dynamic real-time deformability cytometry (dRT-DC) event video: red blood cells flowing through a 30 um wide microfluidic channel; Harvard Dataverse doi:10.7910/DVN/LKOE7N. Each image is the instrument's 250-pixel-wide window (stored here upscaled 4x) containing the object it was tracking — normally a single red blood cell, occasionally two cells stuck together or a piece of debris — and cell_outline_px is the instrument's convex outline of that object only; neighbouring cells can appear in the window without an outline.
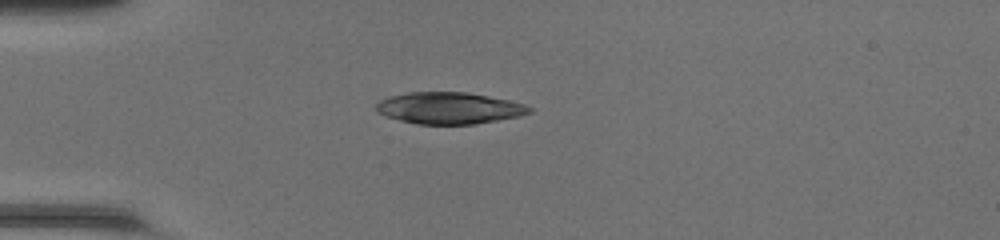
{"species": "common noctule bat (a hibernating species)", "species_latin": "Nyctalus noctula", "temperature_condition": "room temperature", "stored_images_in_passage": 42, "camera_frame_rate_fps": 3000, "um_per_image_px": 0.085, "animal": {"sex": "female", "body_mass_g": 20.0, "forearm_length_mm": 54.0}, "frame": {"image": 1, "passage_image": 13, "time_ms": 4.0, "image_size_px": [1000, 240], "cell_outline_px": [[532, 112], [520, 116], [476, 124], [416, 124], [384, 116], [376, 112], [376, 104], [380, 100], [388, 96], [408, 92], [468, 92], [508, 100], [524, 104], [532, 108]], "centroid_in_image_um": [38.15, 9.19], "position_along_channel_um": 46.8, "area_um2": 28.38}}
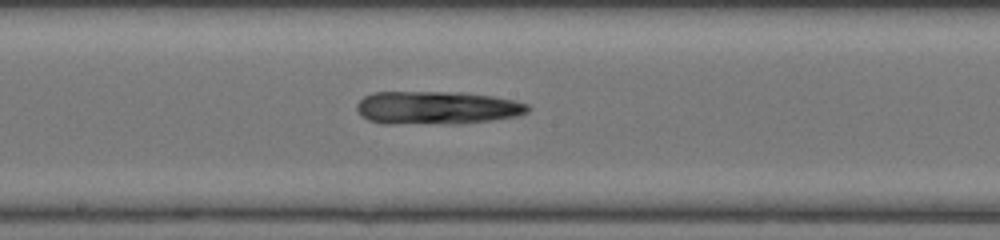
{"frame": {"image": 2, "passage_image": 26, "time_ms": 8.333, "image_size_px": [1000, 240], "cell_outline_px": [[532, 108], [528, 112], [516, 116], [460, 124], [384, 124], [368, 120], [360, 116], [356, 108], [356, 104], [364, 96], [372, 92], [464, 92], [492, 96], [512, 100], [528, 104]], "centroid_in_image_um": [37.09, 9.17], "position_along_channel_um": 211.1, "area_um2": 33.47}}
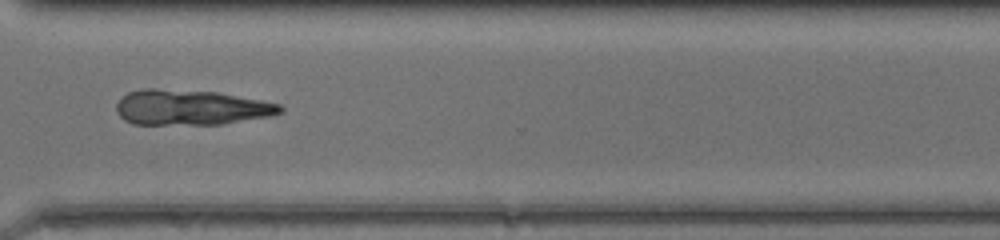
{"frame": {"image": 3, "passage_image": 36, "time_ms": 11.667, "image_size_px": [1000, 240], "cell_outline_px": [[284, 112], [268, 116], [220, 124], [132, 124], [124, 120], [116, 112], [116, 104], [128, 92], [144, 88], [156, 88], [220, 92], [280, 104], [284, 108]], "centroid_in_image_um": [16.21, 9.12], "position_along_channel_um": 354.4, "area_um2": 33.7}}